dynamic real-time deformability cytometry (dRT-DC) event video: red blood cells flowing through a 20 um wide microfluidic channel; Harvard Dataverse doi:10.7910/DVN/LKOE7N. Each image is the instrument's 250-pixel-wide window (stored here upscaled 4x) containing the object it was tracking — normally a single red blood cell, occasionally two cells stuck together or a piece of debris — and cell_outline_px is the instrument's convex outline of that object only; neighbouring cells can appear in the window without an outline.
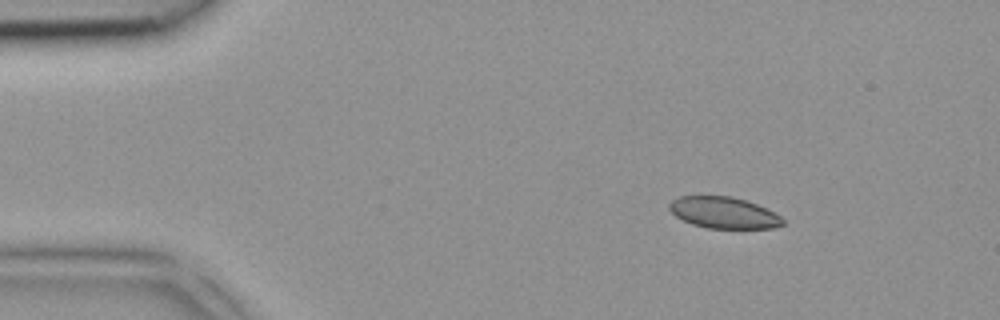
{"species": "common noctule bat (a hibernating species)", "species_latin": "Nyctalus noctula", "temperature_condition": "room temperature", "stored_images_in_passage": 3, "camera_frame_rate_fps": 3000, "um_per_image_px": 0.085, "animal": {"sex": "female", "body_mass_g": 18.4}, "frame": {"image": 1, "passage_image": 1, "time_ms": 0.0, "image_size_px": [1000, 320], "cell_outline_px": [[784, 224], [772, 228], [708, 228], [692, 224], [676, 216], [668, 208], [668, 204], [672, 200], [680, 196], [732, 196], [756, 204], [780, 216], [784, 220]], "centroid_in_image_um": [61.49, 18.07], "position_along_channel_um": 23.5, "area_um2": 20.52}}